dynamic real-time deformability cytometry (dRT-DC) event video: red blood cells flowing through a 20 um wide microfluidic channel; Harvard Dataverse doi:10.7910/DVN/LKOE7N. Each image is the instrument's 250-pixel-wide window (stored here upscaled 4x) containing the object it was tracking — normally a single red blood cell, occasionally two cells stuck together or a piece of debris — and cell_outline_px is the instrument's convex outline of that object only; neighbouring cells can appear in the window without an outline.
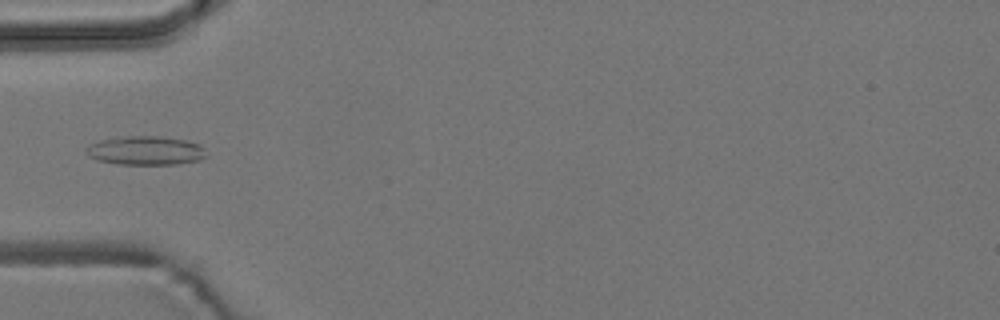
{"species": "common noctule bat (a hibernating species)", "species_latin": "Nyctalus noctula", "temperature_condition": "room temperature", "stored_images_in_passage": 5, "camera_frame_rate_fps": 3000, "um_per_image_px": 0.085, "animal": {"sex": "male", "body_mass_g": 19.2, "forearm_length_mm": 51.8}, "frame": {"image": 1, "passage_image": 4, "time_ms": 1.0, "image_size_px": [1000, 320], "cell_outline_px": [[208, 156], [200, 160], [176, 164], [120, 164], [100, 160], [88, 156], [84, 152], [84, 148], [88, 144], [100, 140], [116, 136], [164, 136], [188, 140], [200, 144], [204, 148]], "centroid_in_image_um": [12.38, 12.78], "position_along_channel_um": 72.6, "area_um2": 20.63}}
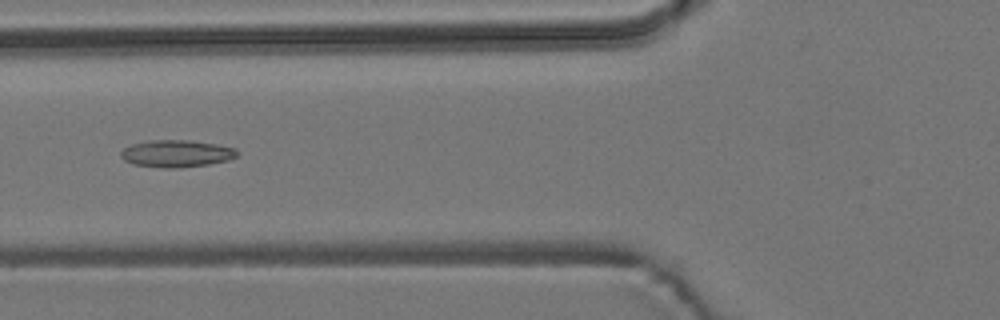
{"frame": {"image": 2, "passage_image": 5, "time_ms": 1.333, "image_size_px": [1000, 320], "cell_outline_px": [[240, 152], [236, 156], [228, 160], [208, 164], [180, 168], [164, 168], [132, 164], [124, 160], [120, 156], [120, 152], [124, 148], [132, 144], [144, 140], [188, 140], [216, 144], [236, 148]], "centroid_in_image_um": [14.99, 13.05], "position_along_channel_um": 110.8, "area_um2": 18.55}}